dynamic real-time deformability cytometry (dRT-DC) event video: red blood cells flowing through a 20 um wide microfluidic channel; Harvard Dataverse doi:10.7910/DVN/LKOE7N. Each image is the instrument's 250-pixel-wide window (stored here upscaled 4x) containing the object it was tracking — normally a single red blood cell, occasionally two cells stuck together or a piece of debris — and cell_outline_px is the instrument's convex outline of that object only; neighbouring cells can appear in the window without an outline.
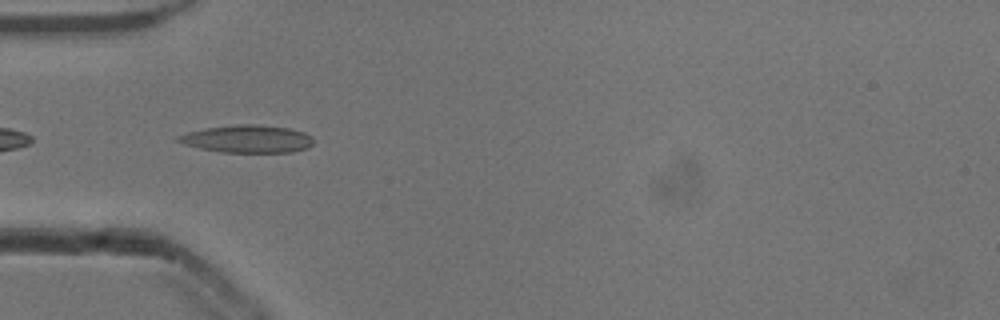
{"species": "common noctule bat (a hibernating species)", "species_latin": "Nyctalus noctula", "temperature_condition": "cold", "stored_images_in_passage": 21, "camera_frame_rate_fps": 3000, "um_per_image_px": 0.085, "animal": {"sex": "male", "body_mass_g": 13.3}, "frame": {"image": 1, "passage_image": 2, "time_ms": 0.333, "image_size_px": [1000, 320], "cell_outline_px": [[312, 144], [308, 148], [292, 152], [224, 152], [200, 148], [184, 144], [176, 140], [176, 136], [188, 132], [204, 128], [236, 124], [252, 124], [288, 128], [304, 132], [312, 136]], "centroid_in_image_um": [21.02, 11.8], "position_along_channel_um": 64.0, "area_um2": 21.68}}
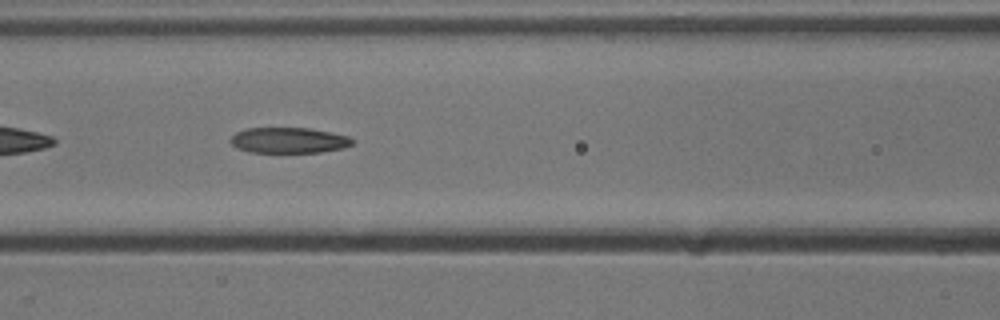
{"frame": {"image": 2, "passage_image": 8, "time_ms": 2.333, "image_size_px": [1000, 320], "cell_outline_px": [[352, 144], [344, 148], [320, 152], [248, 152], [236, 148], [228, 140], [236, 132], [244, 128], [308, 128], [332, 132], [348, 136], [352, 140]], "centroid_in_image_um": [24.5, 11.92], "position_along_channel_um": 142.1, "area_um2": 18.26}}
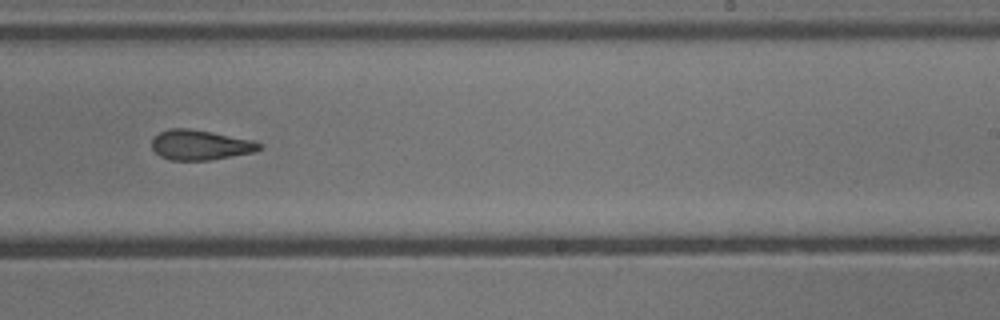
{"frame": {"image": 3, "passage_image": 18, "time_ms": 5.667, "image_size_px": [1000, 320], "cell_outline_px": [[260, 148], [252, 152], [212, 160], [168, 160], [160, 156], [152, 148], [152, 140], [160, 132], [168, 128], [188, 128], [212, 132], [252, 140], [260, 144]], "centroid_in_image_um": [16.97, 12.32], "position_along_channel_um": 272.0, "area_um2": 18.61}}